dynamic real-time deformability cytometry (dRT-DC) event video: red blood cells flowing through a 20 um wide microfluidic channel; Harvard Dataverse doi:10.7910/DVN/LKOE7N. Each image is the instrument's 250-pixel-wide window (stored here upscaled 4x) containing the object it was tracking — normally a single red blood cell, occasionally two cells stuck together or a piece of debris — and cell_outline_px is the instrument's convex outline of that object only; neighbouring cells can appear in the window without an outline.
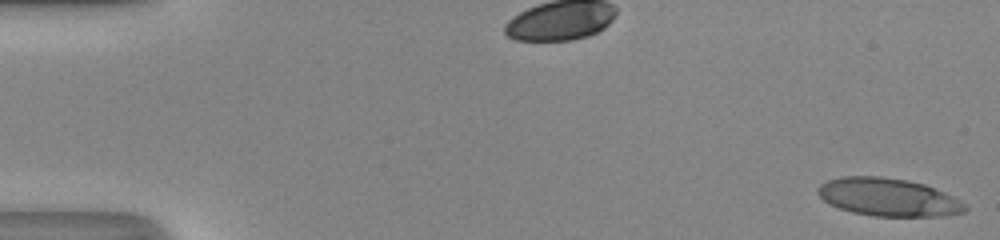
{"species": "human", "species_latin": "Homo sapiens", "temperature_condition": "room temperature", "stored_images_in_passage": 50, "camera_frame_rate_fps": 3000, "um_per_image_px": 0.085, "donor": {"sex": "male"}, "frame": {"image": 1, "passage_image": 1, "time_ms": 0.0, "image_size_px": [1000, 240], "cell_outline_px": [[968, 208], [964, 212], [940, 216], [872, 216], [852, 212], [840, 208], [824, 200], [816, 192], [816, 188], [820, 184], [828, 180], [840, 176], [880, 176], [908, 180], [924, 184], [944, 192], [960, 200]], "centroid_in_image_um": [75.48, 16.75], "position_along_channel_um": 9.5, "area_um2": 32.48}}
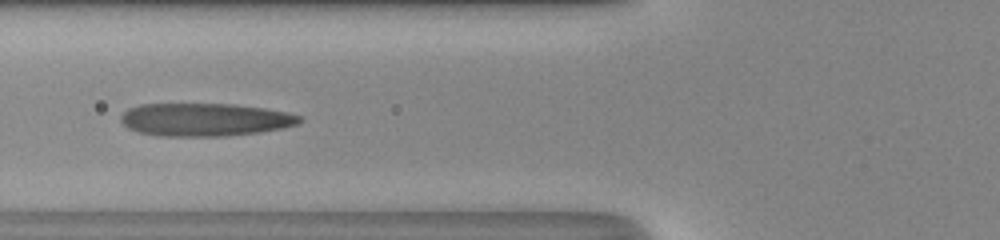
{"frame": {"image": 2, "passage_image": 20, "time_ms": 6.333, "image_size_px": [1000, 240], "cell_outline_px": [[304, 120], [300, 124], [284, 128], [260, 132], [228, 136], [160, 136], [140, 132], [128, 128], [120, 120], [120, 116], [128, 108], [140, 104], [232, 104], [264, 108], [284, 112], [300, 116]], "centroid_in_image_um": [17.43, 10.17], "position_along_channel_um": 108.4, "area_um2": 34.45}}
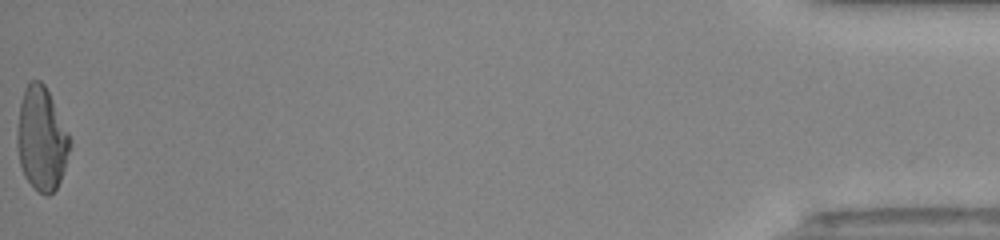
{"frame": {"image": 3, "passage_image": 50, "time_ms": 16.333, "image_size_px": [1000, 240], "cell_outline_px": [[72, 144], [60, 180], [56, 188], [48, 196], [44, 196], [24, 176], [20, 164], [16, 144], [16, 128], [20, 104], [24, 88], [28, 80], [40, 80], [44, 84], [72, 140]], "centroid_in_image_um": [3.51, 11.78], "position_along_channel_um": 431.7, "area_um2": 31.85}, "authors_computed_cell_mechanics": {"area_um2": 33.8708, "velocity_mm_per_s": 4.219, "shape_relaxation_time_tau1_ms": 9.0448, "shape_relaxation_time_tau2_ms": 1.1111, "deformation_change_tau1": 0.3212, "deformation_change_tau2": 0.1183}}